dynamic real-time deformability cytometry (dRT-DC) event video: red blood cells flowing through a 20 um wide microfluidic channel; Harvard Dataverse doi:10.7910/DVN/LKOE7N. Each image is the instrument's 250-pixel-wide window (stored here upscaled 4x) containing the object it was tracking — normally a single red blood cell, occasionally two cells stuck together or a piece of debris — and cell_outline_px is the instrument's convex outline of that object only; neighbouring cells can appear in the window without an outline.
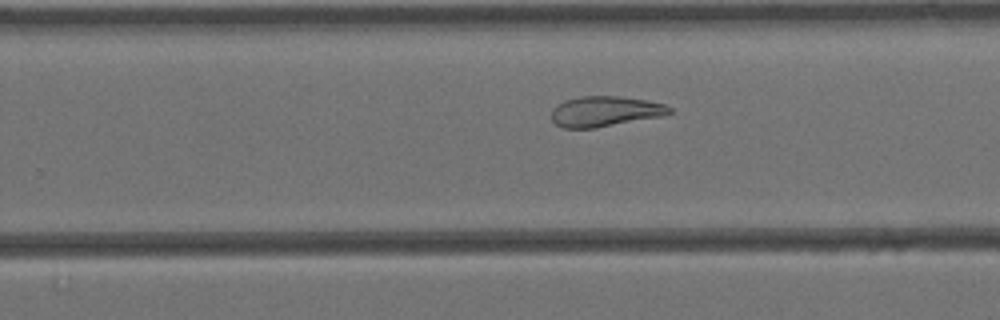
{"species": "Egyptian fruit bat (a non-hibernating species)", "species_latin": "Rousettus aegyptiacus", "temperature_condition": "cold", "stored_images_in_passage": 32, "camera_frame_rate_fps": 3000, "um_per_image_px": 0.085, "animal": {"sex": "female"}, "frame": {"image": 1, "passage_image": 23, "time_ms": 7.333, "image_size_px": [1000, 320], "cell_outline_px": [[672, 112], [664, 116], [596, 128], [564, 128], [556, 124], [552, 120], [552, 108], [556, 104], [564, 100], [580, 96], [620, 96], [648, 100], [664, 104], [672, 108]], "centroid_in_image_um": [51.44, 9.46], "position_along_channel_um": 278.4, "area_um2": 21.15}}